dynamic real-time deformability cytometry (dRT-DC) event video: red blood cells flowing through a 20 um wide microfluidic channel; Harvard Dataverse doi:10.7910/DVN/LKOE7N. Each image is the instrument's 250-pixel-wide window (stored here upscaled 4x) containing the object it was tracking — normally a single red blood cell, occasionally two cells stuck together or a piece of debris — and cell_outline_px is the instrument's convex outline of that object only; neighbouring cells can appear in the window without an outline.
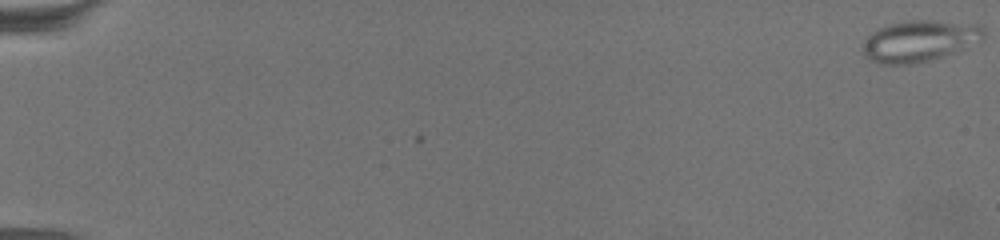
{"species": "common noctule bat (a hibernating species)", "species_latin": "Nyctalus noctula", "temperature_condition": "warm", "stored_images_in_passage": 6, "camera_frame_rate_fps": 3000, "um_per_image_px": 0.085, "animal": {"sex": "female", "body_mass_g": 19.5, "forearm_length_mm": 54.1}, "frame": {"image": 1, "passage_image": 6, "time_ms": 1.667, "image_size_px": [1000, 240], "cell_outline_px": [[984, 40], [952, 52], [928, 60], [908, 64], [880, 64], [868, 60], [864, 56], [864, 44], [868, 36], [872, 32], [888, 24], [912, 20], [928, 20], [976, 24], [984, 28]], "centroid_in_image_um": [78.15, 3.47], "position_along_channel_um": 6.9, "area_um2": 28.67}}